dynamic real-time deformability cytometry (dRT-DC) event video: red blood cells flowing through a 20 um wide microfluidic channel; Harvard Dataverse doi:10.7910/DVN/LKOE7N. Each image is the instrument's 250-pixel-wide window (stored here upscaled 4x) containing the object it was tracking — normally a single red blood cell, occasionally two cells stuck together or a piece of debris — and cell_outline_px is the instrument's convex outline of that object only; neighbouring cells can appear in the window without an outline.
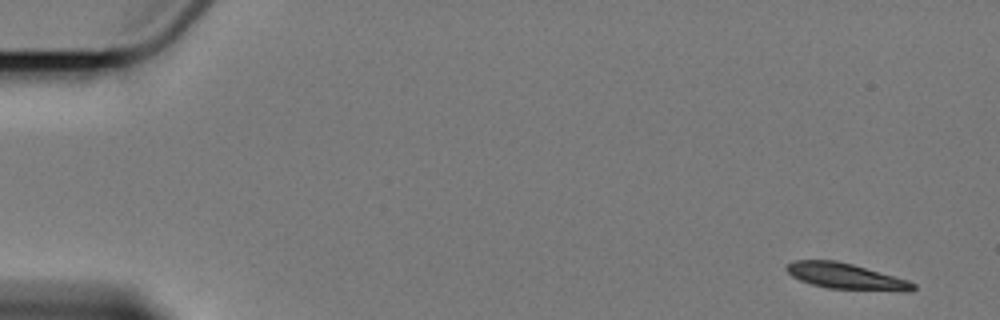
{"species": "Egyptian fruit bat (a non-hibernating species)", "species_latin": "Rousettus aegyptiacus", "temperature_condition": "cold", "stored_images_in_passage": 6, "camera_frame_rate_fps": 3000, "um_per_image_px": 0.085, "animal": {"sex": "female"}, "frame": {"image": 1, "passage_image": 1, "time_ms": 0.0, "image_size_px": [1000, 320], "cell_outline_px": [[916, 288], [912, 292], [908, 292], [828, 288], [812, 284], [800, 280], [792, 276], [784, 268], [792, 260], [836, 260], [852, 264], [908, 280], [916, 284]], "centroid_in_image_um": [71.93, 23.49], "position_along_channel_um": 13.1, "area_um2": 19.19}}